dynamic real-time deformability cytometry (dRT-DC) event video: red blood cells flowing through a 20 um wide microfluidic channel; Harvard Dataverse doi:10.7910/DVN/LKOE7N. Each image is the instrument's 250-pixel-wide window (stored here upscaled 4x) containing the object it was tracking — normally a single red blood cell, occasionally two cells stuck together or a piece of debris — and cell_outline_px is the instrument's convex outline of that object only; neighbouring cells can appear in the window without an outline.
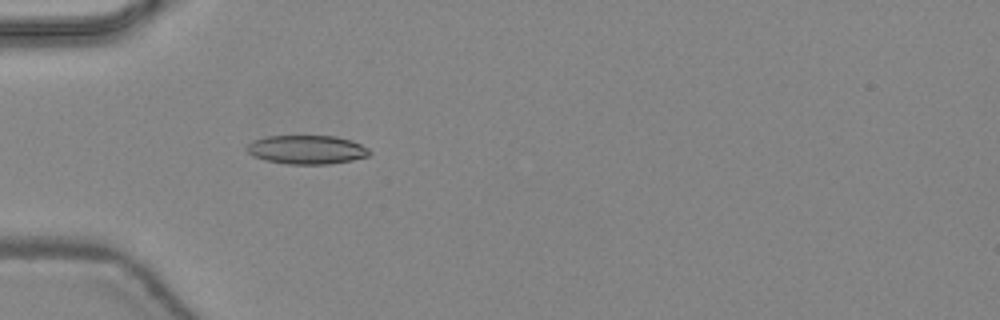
{"species": "common noctule bat (a hibernating species)", "species_latin": "Nyctalus noctula", "temperature_condition": "warm", "stored_images_in_passage": 46, "camera_frame_rate_fps": 3000, "um_per_image_px": 0.085, "animal": {"sex": "female", "body_mass_g": 24.6, "forearm_length_mm": 56.2}, "frame": {"image": 1, "passage_image": 15, "time_ms": 4.667, "image_size_px": [1000, 320], "cell_outline_px": [[372, 152], [368, 156], [352, 160], [328, 164], [288, 164], [268, 160], [252, 156], [244, 148], [252, 140], [268, 136], [336, 136], [352, 140], [368, 148]], "centroid_in_image_um": [26.08, 12.71], "position_along_channel_um": 58.9, "area_um2": 20.63}}
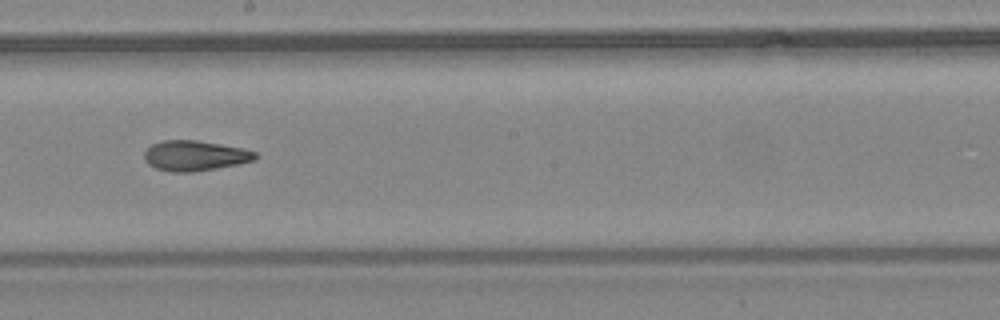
{"frame": {"image": 2, "passage_image": 27, "time_ms": 8.667, "image_size_px": [1000, 320], "cell_outline_px": [[256, 160], [216, 168], [192, 172], [172, 172], [156, 168], [148, 164], [144, 160], [144, 152], [152, 144], [160, 140], [196, 140], [244, 148], [256, 152]], "centroid_in_image_um": [16.54, 13.23], "position_along_channel_um": 231.7, "area_um2": 19.54}}
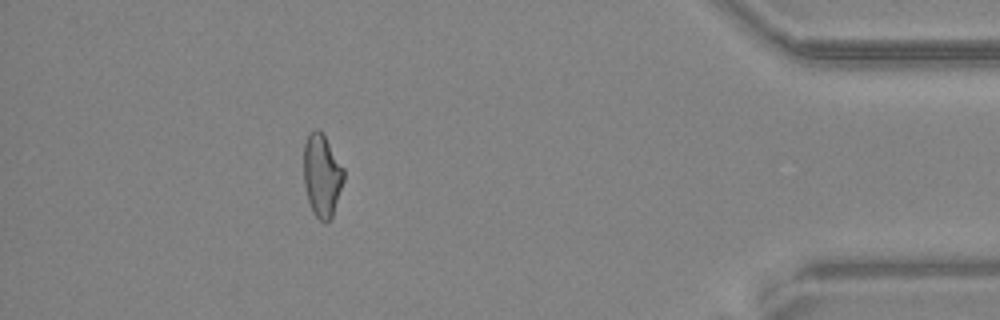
{"frame": {"image": 3, "passage_image": 42, "time_ms": 13.667, "image_size_px": [1000, 320], "cell_outline_px": [[344, 180], [332, 216], [328, 224], [324, 224], [312, 212], [308, 200], [304, 184], [304, 144], [308, 132], [316, 128], [324, 136], [344, 168]], "centroid_in_image_um": [27.36, 14.94], "position_along_channel_um": 407.8, "area_um2": 19.31}, "authors_computed_cell_mechanics": {"area_um2": 19.7676, "velocity_mm_per_s": 4.4836, "shape_relaxation_time_tau1_ms": null, "shape_relaxation_time_tau2_ms": 3.9243, "deformation_change_tau1": null, "deformation_change_tau2": 0.125}}